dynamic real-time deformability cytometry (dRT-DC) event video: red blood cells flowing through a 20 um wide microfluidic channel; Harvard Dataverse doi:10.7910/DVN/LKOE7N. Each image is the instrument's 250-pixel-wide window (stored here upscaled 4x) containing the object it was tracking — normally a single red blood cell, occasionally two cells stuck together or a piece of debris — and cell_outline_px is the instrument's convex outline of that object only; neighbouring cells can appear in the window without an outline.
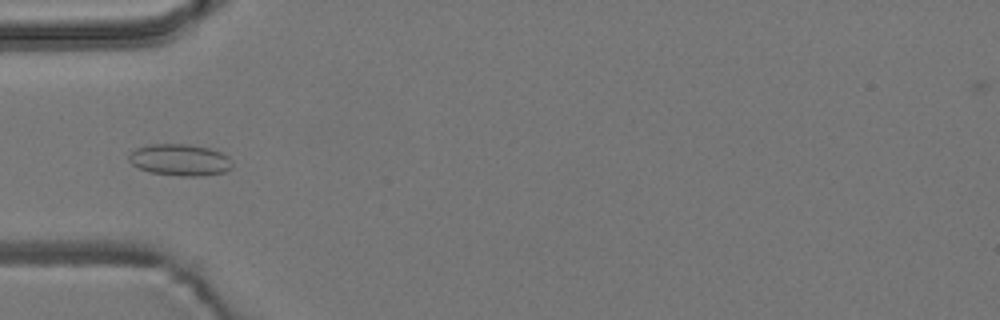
{"species": "common noctule bat (a hibernating species)", "species_latin": "Nyctalus noctula", "temperature_condition": "room temperature", "stored_images_in_passage": 4, "camera_frame_rate_fps": 3000, "um_per_image_px": 0.085, "animal": {"sex": "male", "body_mass_g": 19.2, "forearm_length_mm": 51.8}, "frame": {"image": 1, "passage_image": 4, "time_ms": 3.333, "image_size_px": [1000, 320], "cell_outline_px": [[232, 168], [224, 172], [200, 176], [180, 176], [148, 172], [132, 164], [128, 160], [128, 156], [136, 148], [148, 144], [188, 144], [208, 148], [220, 152], [228, 156], [232, 160]], "centroid_in_image_um": [15.29, 13.59], "position_along_channel_um": 69.7, "area_um2": 19.13}}